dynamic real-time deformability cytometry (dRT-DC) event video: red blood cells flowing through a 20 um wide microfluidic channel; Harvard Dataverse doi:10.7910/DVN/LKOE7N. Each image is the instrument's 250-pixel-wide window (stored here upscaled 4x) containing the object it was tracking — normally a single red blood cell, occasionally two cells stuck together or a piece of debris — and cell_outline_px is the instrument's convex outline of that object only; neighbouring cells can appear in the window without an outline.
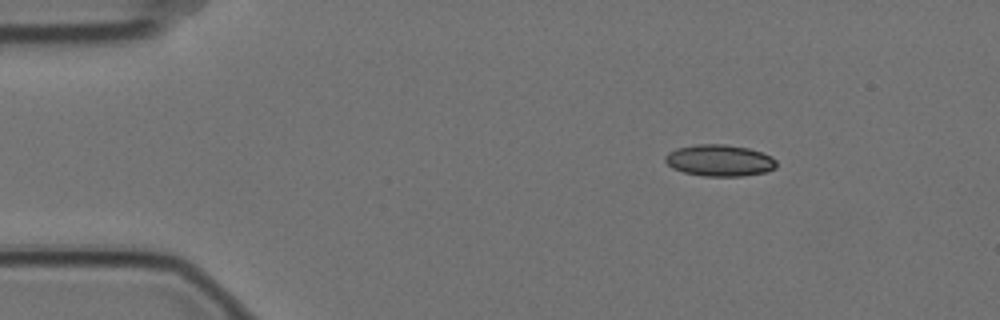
{"species": "Egyptian fruit bat (a non-hibernating species)", "species_latin": "Rousettus aegyptiacus", "temperature_condition": "cold", "stored_images_in_passage": 51, "camera_frame_rate_fps": 3000, "um_per_image_px": 0.085, "animal": {"sex": "female"}, "frame": {"image": 1, "passage_image": 1, "time_ms": 0.0, "image_size_px": [1000, 320], "cell_outline_px": [[776, 168], [764, 172], [744, 176], [704, 176], [684, 172], [672, 168], [664, 160], [664, 156], [668, 152], [676, 148], [696, 144], [724, 144], [748, 148], [772, 156], [776, 160]], "centroid_in_image_um": [61.14, 13.63], "position_along_channel_um": 23.9, "area_um2": 20.52}}
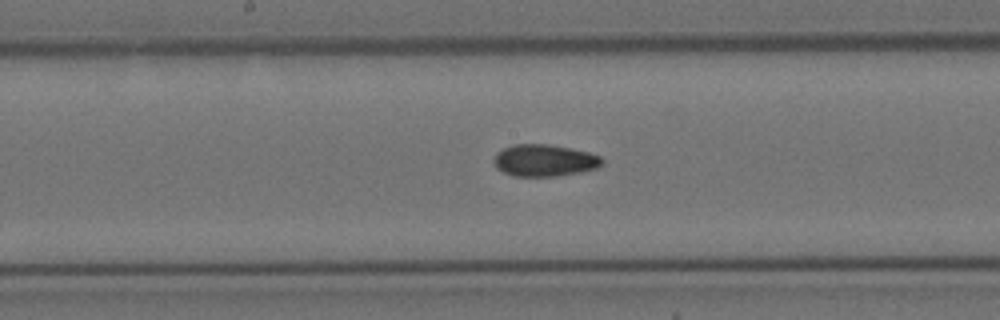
{"frame": {"image": 2, "passage_image": 22, "time_ms": 7.0, "image_size_px": [1000, 320], "cell_outline_px": [[604, 164], [596, 168], [580, 172], [556, 176], [512, 176], [496, 168], [492, 160], [496, 152], [512, 144], [548, 144], [572, 148], [588, 152], [600, 156], [604, 160]], "centroid_in_image_um": [46.26, 13.63], "position_along_channel_um": 201.9, "area_um2": 20.35}}
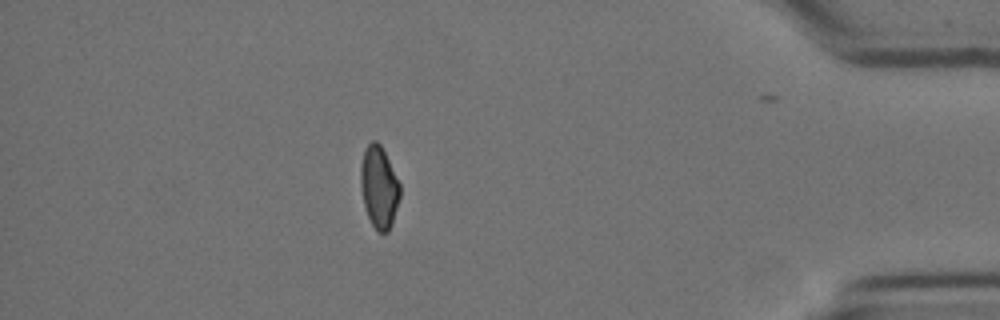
{"frame": {"image": 3, "passage_image": 43, "time_ms": 14.0, "image_size_px": [1000, 320], "cell_outline_px": [[400, 196], [392, 224], [388, 232], [376, 232], [368, 216], [364, 204], [360, 184], [360, 164], [364, 148], [372, 140], [376, 140], [380, 144], [400, 184]], "centroid_in_image_um": [32.2, 15.9], "position_along_channel_um": 403.0, "area_um2": 18.79}, "authors_computed_cell_mechanics": {"area_um2": 19.8254, "velocity_mm_per_s": 3.516, "shape_relaxation_time_tau1_ms": null, "shape_relaxation_time_tau2_ms": 4.7375, "deformation_change_tau1": null, "deformation_change_tau2": 0.0919}}